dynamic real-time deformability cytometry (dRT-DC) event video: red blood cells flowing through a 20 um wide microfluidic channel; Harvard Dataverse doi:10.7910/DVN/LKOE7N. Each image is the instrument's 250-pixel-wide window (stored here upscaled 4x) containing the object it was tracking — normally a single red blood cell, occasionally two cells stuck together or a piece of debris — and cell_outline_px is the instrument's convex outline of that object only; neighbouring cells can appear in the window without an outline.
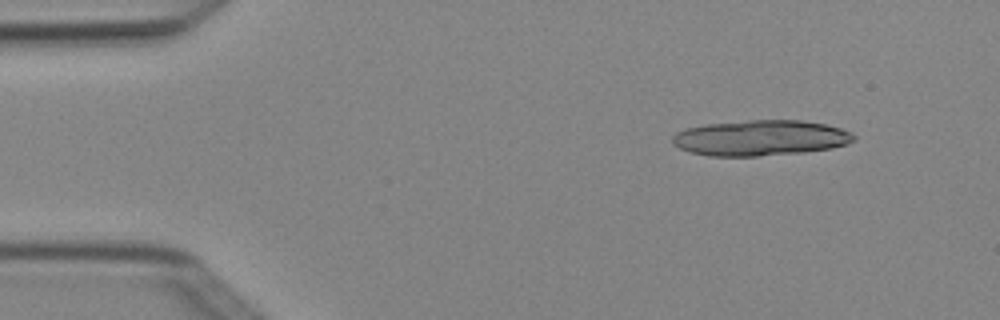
{"species": "Egyptian fruit bat (a non-hibernating species)", "species_latin": "Rousettus aegyptiacus", "temperature_condition": "cold", "stored_images_in_passage": 5, "camera_frame_rate_fps": 3000, "um_per_image_px": 0.085, "animal": {"sex": "female"}, "frame": {"image": 1, "passage_image": 2, "time_ms": 0.333, "image_size_px": [1000, 320], "cell_outline_px": [[856, 140], [848, 144], [832, 148], [804, 152], [760, 156], [708, 156], [688, 152], [672, 144], [672, 136], [676, 132], [688, 128], [704, 124], [748, 120], [800, 120], [824, 124], [840, 128], [852, 132], [856, 136]], "centroid_in_image_um": [64.64, 11.73], "position_along_channel_um": 20.4, "area_um2": 37.92}}